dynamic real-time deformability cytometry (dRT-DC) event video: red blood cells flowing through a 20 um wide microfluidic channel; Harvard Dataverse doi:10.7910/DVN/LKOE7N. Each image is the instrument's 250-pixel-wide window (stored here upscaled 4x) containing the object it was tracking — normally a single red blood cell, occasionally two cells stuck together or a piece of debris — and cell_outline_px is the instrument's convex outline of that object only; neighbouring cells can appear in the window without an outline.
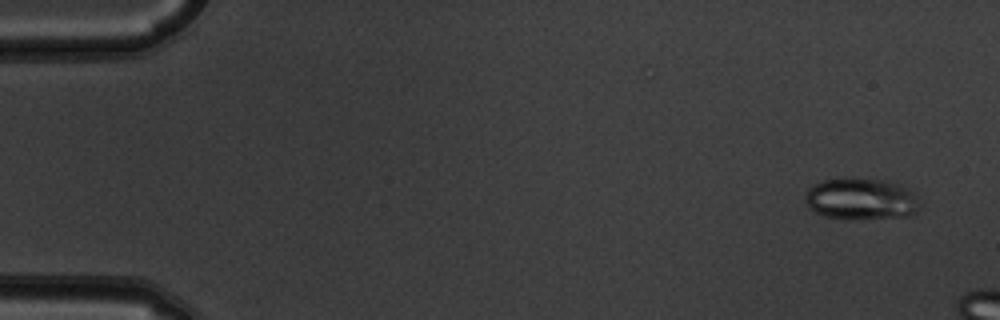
{"species": "common noctule bat (a hibernating species)", "species_latin": "Nyctalus noctula", "temperature_condition": "warm", "stored_images_in_passage": 4, "camera_frame_rate_fps": 3000, "um_per_image_px": 0.085, "animal": {"sex": "male", "body_mass_g": 19.5, "forearm_length_mm": 54.6}, "frame": {"image": 1, "passage_image": 1, "time_ms": 0.0, "image_size_px": [1000, 320], "cell_outline_px": [[920, 208], [916, 212], [908, 216], [824, 216], [808, 208], [804, 200], [804, 196], [808, 188], [824, 180], [884, 180], [900, 184], [916, 192], [920, 204]], "centroid_in_image_um": [73.23, 16.88], "position_along_channel_um": 11.8, "area_um2": 26.59}}